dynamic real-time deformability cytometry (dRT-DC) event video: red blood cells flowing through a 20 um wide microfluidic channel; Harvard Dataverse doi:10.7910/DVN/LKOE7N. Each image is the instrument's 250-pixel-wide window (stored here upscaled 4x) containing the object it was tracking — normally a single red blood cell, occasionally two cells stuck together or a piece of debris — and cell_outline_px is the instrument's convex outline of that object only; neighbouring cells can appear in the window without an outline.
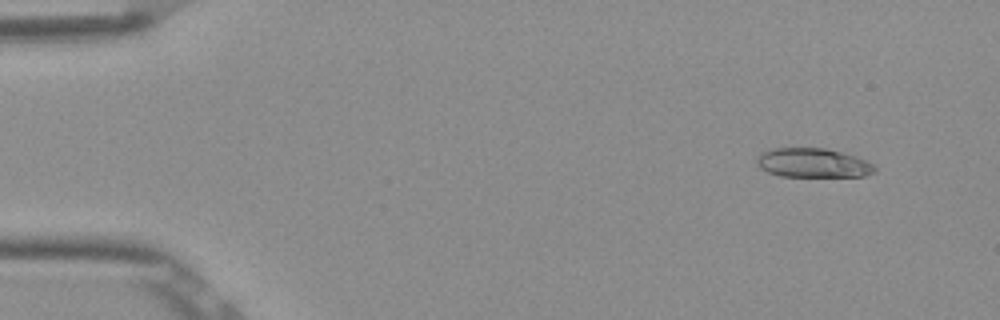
{"species": "Egyptian fruit bat (a non-hibernating species)", "species_latin": "Rousettus aegyptiacus", "temperature_condition": "room temperature", "stored_images_in_passage": 4, "camera_frame_rate_fps": 3000, "um_per_image_px": 0.085, "frame": {"image": 1, "passage_image": 1, "time_ms": 0.0, "image_size_px": [1000, 320], "cell_outline_px": [[876, 172], [864, 176], [780, 176], [768, 172], [760, 168], [756, 164], [756, 156], [764, 152], [776, 148], [824, 148], [844, 152], [856, 156], [876, 164]], "centroid_in_image_um": [69.14, 13.85], "position_along_channel_um": 15.9, "area_um2": 20.23}}
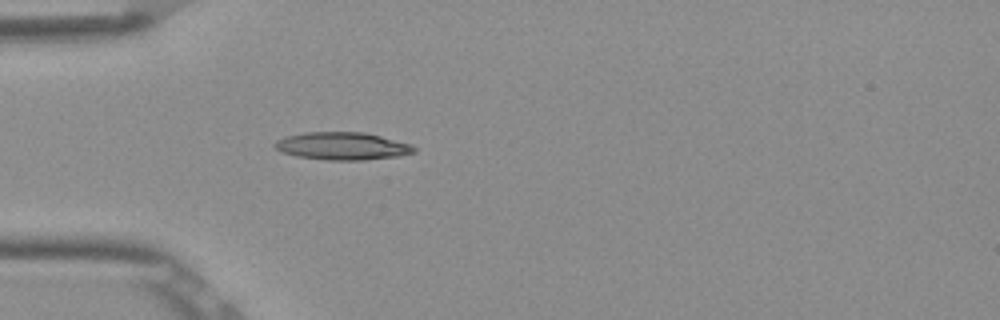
{"frame": {"image": 2, "passage_image": 4, "time_ms": 1.0, "image_size_px": [1000, 320], "cell_outline_px": [[416, 152], [400, 156], [364, 160], [328, 160], [296, 156], [280, 152], [272, 144], [276, 140], [288, 136], [304, 132], [364, 132], [412, 144], [416, 148]], "centroid_in_image_um": [29.11, 12.42], "position_along_channel_um": 55.9, "area_um2": 22.54}}